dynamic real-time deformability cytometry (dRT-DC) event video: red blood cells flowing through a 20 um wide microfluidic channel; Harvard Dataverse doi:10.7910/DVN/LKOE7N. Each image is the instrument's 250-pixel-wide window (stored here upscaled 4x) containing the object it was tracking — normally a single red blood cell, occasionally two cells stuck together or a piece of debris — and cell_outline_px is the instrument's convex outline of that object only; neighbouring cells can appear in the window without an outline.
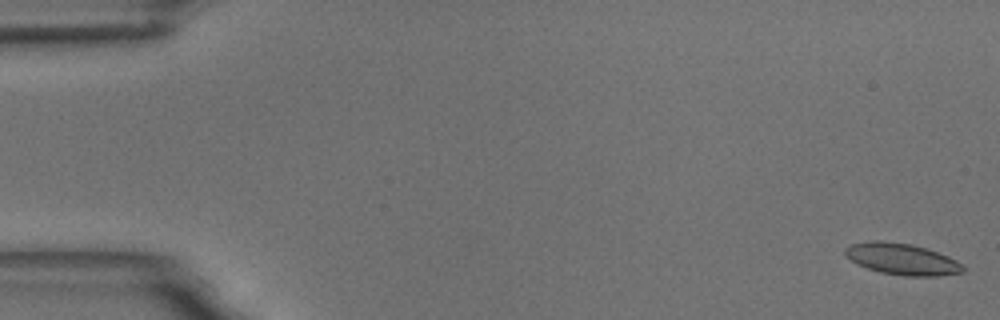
{"species": "common noctule bat (a hibernating species)", "species_latin": "Nyctalus noctula", "temperature_condition": "room temperature", "stored_images_in_passage": 5, "camera_frame_rate_fps": 3000, "um_per_image_px": 0.085, "animal": {"sex": "male", "body_mass_g": 18.8}, "frame": {"image": 1, "passage_image": 1, "time_ms": 0.0, "image_size_px": [1000, 320], "cell_outline_px": [[964, 272], [940, 276], [904, 276], [880, 272], [856, 264], [844, 252], [844, 248], [852, 244], [872, 240], [880, 240], [912, 244], [928, 248], [948, 256], [956, 260], [964, 268]], "centroid_in_image_um": [76.68, 22.02], "position_along_channel_um": 8.3, "area_um2": 21.62}}
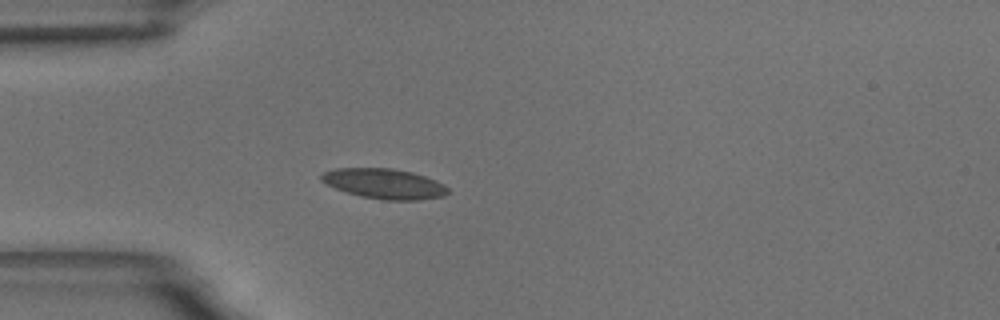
{"frame": {"image": 2, "passage_image": 5, "time_ms": 5.0, "image_size_px": [1000, 320], "cell_outline_px": [[452, 192], [444, 196], [420, 200], [384, 200], [360, 196], [336, 188], [320, 180], [320, 176], [324, 172], [336, 168], [392, 168], [412, 172], [436, 180], [444, 184]], "centroid_in_image_um": [32.72, 15.62], "position_along_channel_um": 52.3, "area_um2": 22.25}}